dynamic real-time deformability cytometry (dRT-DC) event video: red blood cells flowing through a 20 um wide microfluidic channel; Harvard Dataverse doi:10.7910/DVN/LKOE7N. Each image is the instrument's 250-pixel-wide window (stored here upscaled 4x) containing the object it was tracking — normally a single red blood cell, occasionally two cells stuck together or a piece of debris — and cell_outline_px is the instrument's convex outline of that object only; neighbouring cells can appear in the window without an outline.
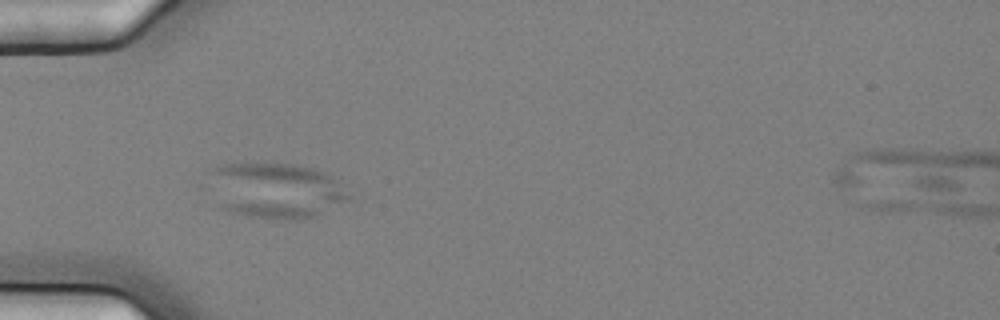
{"species": "common noctule bat (a hibernating species)", "species_latin": "Nyctalus noctula", "temperature_condition": "cold", "stored_images_in_passage": 6, "camera_frame_rate_fps": 3000, "um_per_image_px": 0.085, "animal": {"sex": "female", "body_mass_g": 25.1}, "frame": {"image": 1, "passage_image": 5, "time_ms": 1.333, "image_size_px": [1000, 320], "cell_outline_px": [[352, 200], [312, 216], [296, 220], [292, 220], [244, 216], [220, 208], [200, 188], [200, 184], [204, 172], [212, 168], [224, 164], [244, 160], [264, 160], [292, 164], [312, 168], [324, 172], [332, 176], [352, 196]], "centroid_in_image_um": [23.17, 16.12], "position_along_channel_um": 61.8, "area_um2": 48.32}}
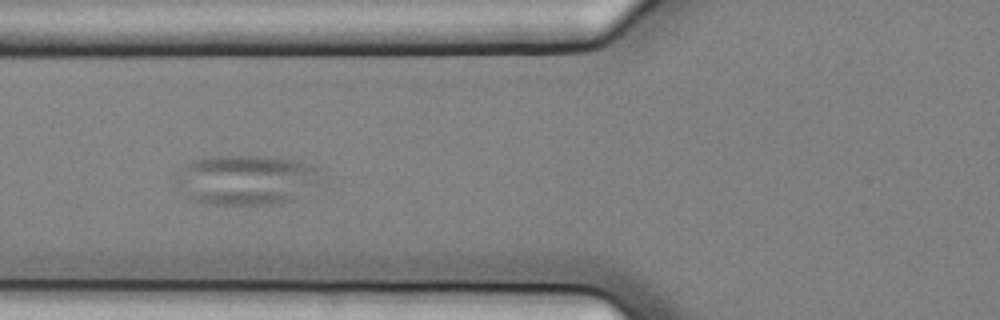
{"frame": {"image": 2, "passage_image": 6, "time_ms": 1.667, "image_size_px": [1000, 320], "cell_outline_px": [[320, 168], [316, 184], [292, 200], [272, 204], [216, 204], [196, 200], [188, 196], [176, 180], [176, 176], [188, 160], [208, 156], [268, 156], [292, 160]], "centroid_in_image_um": [20.9, 15.26], "position_along_channel_um": 104.9, "area_um2": 41.44}}